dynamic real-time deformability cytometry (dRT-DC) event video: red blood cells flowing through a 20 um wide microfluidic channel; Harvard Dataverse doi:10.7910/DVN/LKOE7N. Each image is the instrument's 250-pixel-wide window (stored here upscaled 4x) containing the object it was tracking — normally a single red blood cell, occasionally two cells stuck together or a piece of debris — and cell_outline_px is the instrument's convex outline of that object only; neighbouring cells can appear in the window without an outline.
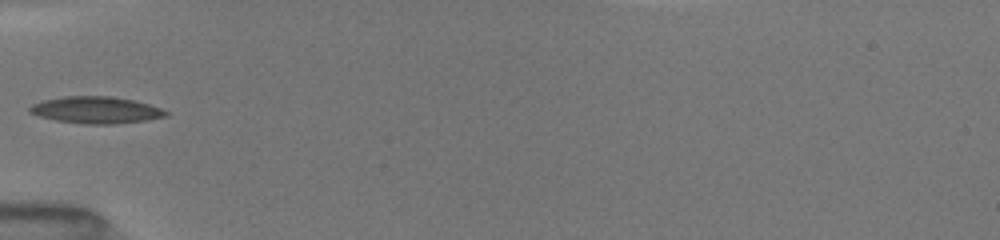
{"species": "common noctule bat (a hibernating species)", "species_latin": "Nyctalus noctula", "temperature_condition": "room temperature", "stored_images_in_passage": 4, "camera_frame_rate_fps": 3000, "um_per_image_px": 0.085, "animal": {"sex": "female", "body_mass_g": 19.5, "forearm_length_mm": 54.1}, "frame": {"image": 1, "passage_image": 1, "time_ms": 0.0, "image_size_px": [1000, 240], "cell_outline_px": [[168, 116], [148, 120], [116, 124], [84, 124], [56, 120], [40, 116], [28, 112], [28, 108], [32, 104], [44, 100], [64, 96], [112, 96], [132, 100], [148, 104], [160, 108], [168, 112]], "centroid_in_image_um": [8.16, 9.35], "position_along_channel_um": 76.8, "area_um2": 21.27}}